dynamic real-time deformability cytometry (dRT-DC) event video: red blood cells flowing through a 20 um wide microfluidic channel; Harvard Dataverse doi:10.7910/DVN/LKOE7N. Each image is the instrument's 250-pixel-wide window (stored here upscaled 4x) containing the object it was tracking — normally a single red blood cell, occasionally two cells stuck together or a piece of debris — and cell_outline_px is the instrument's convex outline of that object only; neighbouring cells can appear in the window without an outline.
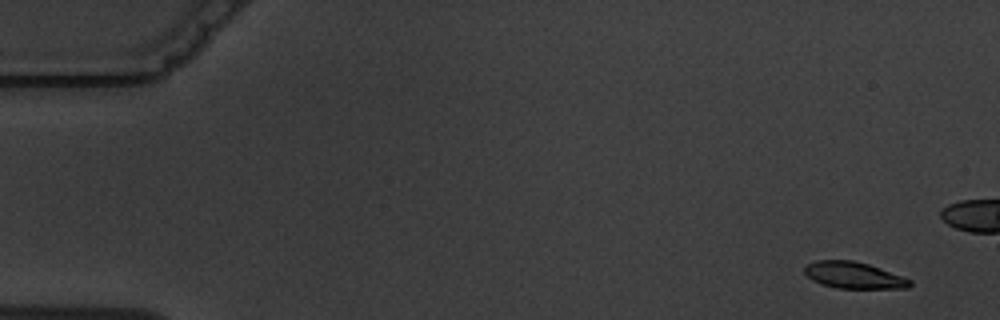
{"species": "common noctule bat (a hibernating species)", "species_latin": "Nyctalus noctula", "temperature_condition": "warm", "stored_images_in_passage": 6, "camera_frame_rate_fps": 3000, "um_per_image_px": 0.085, "animal": {"sex": "male", "body_mass_g": 19.5, "forearm_length_mm": 54.6}, "frame": {"image": 1, "passage_image": 1, "time_ms": 0.0, "image_size_px": [1000, 320], "cell_outline_px": [[912, 284], [908, 288], [836, 288], [820, 284], [812, 280], [804, 272], [804, 268], [808, 264], [816, 260], [852, 260], [868, 264], [880, 268], [912, 280]], "centroid_in_image_um": [72.56, 23.4], "position_along_channel_um": 12.4, "area_um2": 16.24}}